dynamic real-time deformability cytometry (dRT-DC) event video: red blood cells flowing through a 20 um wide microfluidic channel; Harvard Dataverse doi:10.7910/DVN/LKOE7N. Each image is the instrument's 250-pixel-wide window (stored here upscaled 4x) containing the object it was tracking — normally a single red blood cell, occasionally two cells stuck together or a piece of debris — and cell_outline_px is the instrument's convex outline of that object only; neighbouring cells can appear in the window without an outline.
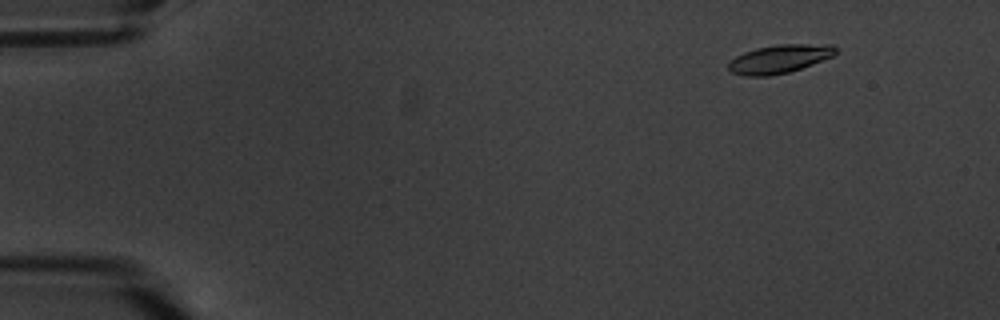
{"species": "common noctule bat (a hibernating species)", "species_latin": "Nyctalus noctula", "temperature_condition": "warm", "stored_images_in_passage": 6, "camera_frame_rate_fps": 3000, "um_per_image_px": 0.085, "animal": {"sex": "male", "body_mass_g": 20.1, "forearm_length_mm": 53.5}, "frame": {"image": 1, "passage_image": 2, "time_ms": 1.0, "image_size_px": [1000, 320], "cell_outline_px": [[836, 52], [832, 56], [812, 64], [788, 72], [768, 76], [744, 76], [732, 72], [728, 68], [728, 64], [736, 56], [744, 52], [756, 48], [776, 44], [832, 44], [836, 48]], "centroid_in_image_um": [66.24, 5.0], "position_along_channel_um": 18.8, "area_um2": 17.63}}
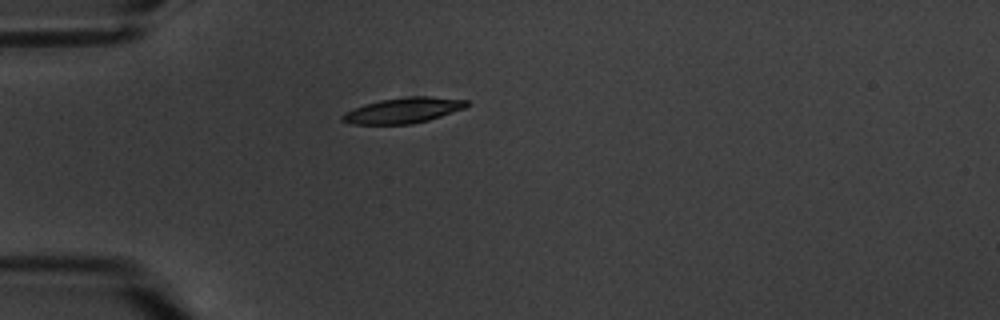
{"frame": {"image": 2, "passage_image": 5, "time_ms": 4.667, "image_size_px": [1000, 320], "cell_outline_px": [[468, 104], [464, 108], [428, 120], [412, 124], [352, 124], [340, 120], [340, 116], [344, 112], [364, 104], [380, 100], [408, 96], [424, 96], [468, 100]], "centroid_in_image_um": [34.22, 9.38], "position_along_channel_um": 50.8, "area_um2": 18.38}}